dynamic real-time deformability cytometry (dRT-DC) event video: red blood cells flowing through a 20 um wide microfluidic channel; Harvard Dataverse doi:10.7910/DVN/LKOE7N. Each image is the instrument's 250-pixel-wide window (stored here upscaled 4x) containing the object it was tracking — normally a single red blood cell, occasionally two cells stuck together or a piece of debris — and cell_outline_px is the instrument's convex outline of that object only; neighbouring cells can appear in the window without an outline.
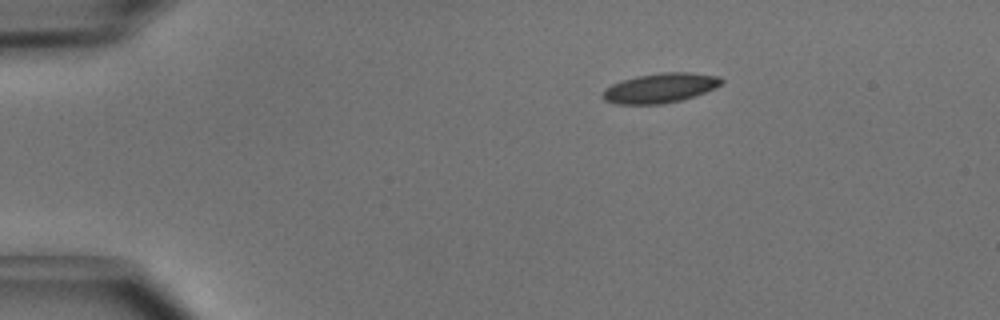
{"species": "common noctule bat (a hibernating species)", "species_latin": "Nyctalus noctula", "temperature_condition": "cold", "stored_images_in_passage": 5, "camera_frame_rate_fps": 3000, "um_per_image_px": 0.085, "animal": {"sex": "male", "body_mass_g": 15.6}, "frame": {"image": 1, "passage_image": 1, "time_ms": 0.0, "image_size_px": [1000, 320], "cell_outline_px": [[724, 80], [720, 84], [704, 92], [680, 100], [660, 104], [616, 104], [604, 100], [604, 88], [612, 84], [636, 76], [660, 72], [688, 72], [720, 76]], "centroid_in_image_um": [56.1, 7.47], "position_along_channel_um": 28.9, "area_um2": 20.23}}
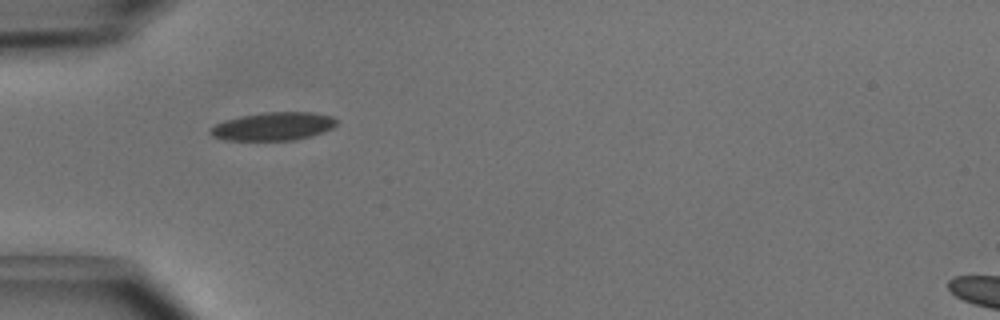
{"frame": {"image": 2, "passage_image": 3, "time_ms": 0.667, "image_size_px": [1000, 320], "cell_outline_px": [[336, 124], [332, 128], [312, 136], [292, 140], [224, 140], [212, 136], [208, 132], [208, 128], [224, 120], [240, 116], [264, 112], [316, 112], [332, 116], [336, 120]], "centroid_in_image_um": [23.19, 10.73], "position_along_channel_um": 61.8, "area_um2": 20.87}}